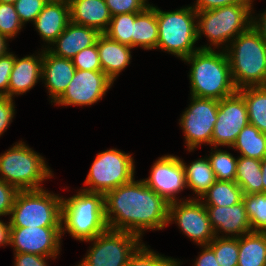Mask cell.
<instances>
[{"label": "cell", "mask_w": 266, "mask_h": 266, "mask_svg": "<svg viewBox=\"0 0 266 266\" xmlns=\"http://www.w3.org/2000/svg\"><path fill=\"white\" fill-rule=\"evenodd\" d=\"M15 55L12 52L0 57V95L8 96V85Z\"/></svg>", "instance_id": "obj_41"}, {"label": "cell", "mask_w": 266, "mask_h": 266, "mask_svg": "<svg viewBox=\"0 0 266 266\" xmlns=\"http://www.w3.org/2000/svg\"><path fill=\"white\" fill-rule=\"evenodd\" d=\"M76 68L72 60L57 57L43 49L42 80H45L51 103L55 102L66 90L74 77Z\"/></svg>", "instance_id": "obj_19"}, {"label": "cell", "mask_w": 266, "mask_h": 266, "mask_svg": "<svg viewBox=\"0 0 266 266\" xmlns=\"http://www.w3.org/2000/svg\"><path fill=\"white\" fill-rule=\"evenodd\" d=\"M140 240L135 234L107 229L85 241H93V245L78 266H126L130 257L143 244Z\"/></svg>", "instance_id": "obj_10"}, {"label": "cell", "mask_w": 266, "mask_h": 266, "mask_svg": "<svg viewBox=\"0 0 266 266\" xmlns=\"http://www.w3.org/2000/svg\"><path fill=\"white\" fill-rule=\"evenodd\" d=\"M231 148L238 150L240 156L262 160L266 157V134L248 123Z\"/></svg>", "instance_id": "obj_29"}, {"label": "cell", "mask_w": 266, "mask_h": 266, "mask_svg": "<svg viewBox=\"0 0 266 266\" xmlns=\"http://www.w3.org/2000/svg\"><path fill=\"white\" fill-rule=\"evenodd\" d=\"M102 71L114 82L132 58L131 46L121 44L100 34L96 40Z\"/></svg>", "instance_id": "obj_23"}, {"label": "cell", "mask_w": 266, "mask_h": 266, "mask_svg": "<svg viewBox=\"0 0 266 266\" xmlns=\"http://www.w3.org/2000/svg\"><path fill=\"white\" fill-rule=\"evenodd\" d=\"M205 207L215 236L230 237L231 235V238H239L252 232L243 200L232 206ZM219 232H224L226 235L219 236Z\"/></svg>", "instance_id": "obj_17"}, {"label": "cell", "mask_w": 266, "mask_h": 266, "mask_svg": "<svg viewBox=\"0 0 266 266\" xmlns=\"http://www.w3.org/2000/svg\"><path fill=\"white\" fill-rule=\"evenodd\" d=\"M248 123L247 106L238 92L218 100L217 121L214 125L211 146L232 147Z\"/></svg>", "instance_id": "obj_14"}, {"label": "cell", "mask_w": 266, "mask_h": 266, "mask_svg": "<svg viewBox=\"0 0 266 266\" xmlns=\"http://www.w3.org/2000/svg\"><path fill=\"white\" fill-rule=\"evenodd\" d=\"M173 221L200 246L208 245L215 238L207 209L196 197L169 204L168 224Z\"/></svg>", "instance_id": "obj_12"}, {"label": "cell", "mask_w": 266, "mask_h": 266, "mask_svg": "<svg viewBox=\"0 0 266 266\" xmlns=\"http://www.w3.org/2000/svg\"><path fill=\"white\" fill-rule=\"evenodd\" d=\"M131 154L109 149L98 153L85 180L88 188L81 190L105 195L134 179L135 165Z\"/></svg>", "instance_id": "obj_9"}, {"label": "cell", "mask_w": 266, "mask_h": 266, "mask_svg": "<svg viewBox=\"0 0 266 266\" xmlns=\"http://www.w3.org/2000/svg\"><path fill=\"white\" fill-rule=\"evenodd\" d=\"M19 190L0 179V216L10 215Z\"/></svg>", "instance_id": "obj_40"}, {"label": "cell", "mask_w": 266, "mask_h": 266, "mask_svg": "<svg viewBox=\"0 0 266 266\" xmlns=\"http://www.w3.org/2000/svg\"><path fill=\"white\" fill-rule=\"evenodd\" d=\"M220 266H238L239 238L217 237L208 244Z\"/></svg>", "instance_id": "obj_34"}, {"label": "cell", "mask_w": 266, "mask_h": 266, "mask_svg": "<svg viewBox=\"0 0 266 266\" xmlns=\"http://www.w3.org/2000/svg\"><path fill=\"white\" fill-rule=\"evenodd\" d=\"M181 262L148 249L143 243L130 257L126 266H180Z\"/></svg>", "instance_id": "obj_35"}, {"label": "cell", "mask_w": 266, "mask_h": 266, "mask_svg": "<svg viewBox=\"0 0 266 266\" xmlns=\"http://www.w3.org/2000/svg\"><path fill=\"white\" fill-rule=\"evenodd\" d=\"M108 229L142 237L145 230H162L168 224L169 203L143 180L133 179L104 195Z\"/></svg>", "instance_id": "obj_1"}, {"label": "cell", "mask_w": 266, "mask_h": 266, "mask_svg": "<svg viewBox=\"0 0 266 266\" xmlns=\"http://www.w3.org/2000/svg\"><path fill=\"white\" fill-rule=\"evenodd\" d=\"M113 83L103 71L76 69L74 77L66 90L54 104L61 106H90L101 100Z\"/></svg>", "instance_id": "obj_13"}, {"label": "cell", "mask_w": 266, "mask_h": 266, "mask_svg": "<svg viewBox=\"0 0 266 266\" xmlns=\"http://www.w3.org/2000/svg\"><path fill=\"white\" fill-rule=\"evenodd\" d=\"M252 3H239L197 12V41L204 34L211 42L200 49L230 44L252 25Z\"/></svg>", "instance_id": "obj_5"}, {"label": "cell", "mask_w": 266, "mask_h": 266, "mask_svg": "<svg viewBox=\"0 0 266 266\" xmlns=\"http://www.w3.org/2000/svg\"><path fill=\"white\" fill-rule=\"evenodd\" d=\"M13 98L0 95V136L9 127L15 115Z\"/></svg>", "instance_id": "obj_42"}, {"label": "cell", "mask_w": 266, "mask_h": 266, "mask_svg": "<svg viewBox=\"0 0 266 266\" xmlns=\"http://www.w3.org/2000/svg\"><path fill=\"white\" fill-rule=\"evenodd\" d=\"M243 202L252 231L266 232V193L244 194Z\"/></svg>", "instance_id": "obj_32"}, {"label": "cell", "mask_w": 266, "mask_h": 266, "mask_svg": "<svg viewBox=\"0 0 266 266\" xmlns=\"http://www.w3.org/2000/svg\"><path fill=\"white\" fill-rule=\"evenodd\" d=\"M71 60L76 69L102 71L96 43L78 52Z\"/></svg>", "instance_id": "obj_37"}, {"label": "cell", "mask_w": 266, "mask_h": 266, "mask_svg": "<svg viewBox=\"0 0 266 266\" xmlns=\"http://www.w3.org/2000/svg\"><path fill=\"white\" fill-rule=\"evenodd\" d=\"M214 148L215 150L210 152L208 159L216 180L235 181L238 157L235 158L227 151Z\"/></svg>", "instance_id": "obj_33"}, {"label": "cell", "mask_w": 266, "mask_h": 266, "mask_svg": "<svg viewBox=\"0 0 266 266\" xmlns=\"http://www.w3.org/2000/svg\"><path fill=\"white\" fill-rule=\"evenodd\" d=\"M263 193H266V157L261 160Z\"/></svg>", "instance_id": "obj_49"}, {"label": "cell", "mask_w": 266, "mask_h": 266, "mask_svg": "<svg viewBox=\"0 0 266 266\" xmlns=\"http://www.w3.org/2000/svg\"><path fill=\"white\" fill-rule=\"evenodd\" d=\"M8 39L9 38L6 37L5 35L0 34V57L9 53V51L7 49V47H8L7 44L8 43H6L8 41Z\"/></svg>", "instance_id": "obj_48"}, {"label": "cell", "mask_w": 266, "mask_h": 266, "mask_svg": "<svg viewBox=\"0 0 266 266\" xmlns=\"http://www.w3.org/2000/svg\"><path fill=\"white\" fill-rule=\"evenodd\" d=\"M111 16L140 13L150 6L147 0H105ZM148 2V3H147Z\"/></svg>", "instance_id": "obj_39"}, {"label": "cell", "mask_w": 266, "mask_h": 266, "mask_svg": "<svg viewBox=\"0 0 266 266\" xmlns=\"http://www.w3.org/2000/svg\"><path fill=\"white\" fill-rule=\"evenodd\" d=\"M14 266H48L46 260L49 258L55 259L56 257H46L31 253H14Z\"/></svg>", "instance_id": "obj_43"}, {"label": "cell", "mask_w": 266, "mask_h": 266, "mask_svg": "<svg viewBox=\"0 0 266 266\" xmlns=\"http://www.w3.org/2000/svg\"><path fill=\"white\" fill-rule=\"evenodd\" d=\"M144 183L163 197L169 204L182 201L176 195L186 187L185 171L181 158L174 155L160 157L151 167Z\"/></svg>", "instance_id": "obj_16"}, {"label": "cell", "mask_w": 266, "mask_h": 266, "mask_svg": "<svg viewBox=\"0 0 266 266\" xmlns=\"http://www.w3.org/2000/svg\"><path fill=\"white\" fill-rule=\"evenodd\" d=\"M23 26L14 4L0 3V34L12 39Z\"/></svg>", "instance_id": "obj_36"}, {"label": "cell", "mask_w": 266, "mask_h": 266, "mask_svg": "<svg viewBox=\"0 0 266 266\" xmlns=\"http://www.w3.org/2000/svg\"><path fill=\"white\" fill-rule=\"evenodd\" d=\"M191 103L179 119L189 152L202 143L211 146L212 134L217 121L218 100L191 95Z\"/></svg>", "instance_id": "obj_11"}, {"label": "cell", "mask_w": 266, "mask_h": 266, "mask_svg": "<svg viewBox=\"0 0 266 266\" xmlns=\"http://www.w3.org/2000/svg\"><path fill=\"white\" fill-rule=\"evenodd\" d=\"M46 3L45 0H17L14 6L24 25L27 22H34Z\"/></svg>", "instance_id": "obj_38"}, {"label": "cell", "mask_w": 266, "mask_h": 266, "mask_svg": "<svg viewBox=\"0 0 266 266\" xmlns=\"http://www.w3.org/2000/svg\"><path fill=\"white\" fill-rule=\"evenodd\" d=\"M61 224V236L68 231L79 241L93 239L106 231L104 195L80 190L68 199L62 198Z\"/></svg>", "instance_id": "obj_4"}, {"label": "cell", "mask_w": 266, "mask_h": 266, "mask_svg": "<svg viewBox=\"0 0 266 266\" xmlns=\"http://www.w3.org/2000/svg\"><path fill=\"white\" fill-rule=\"evenodd\" d=\"M252 2L253 0H196L195 4L192 7L198 12V11H207L233 4L252 3Z\"/></svg>", "instance_id": "obj_44"}, {"label": "cell", "mask_w": 266, "mask_h": 266, "mask_svg": "<svg viewBox=\"0 0 266 266\" xmlns=\"http://www.w3.org/2000/svg\"><path fill=\"white\" fill-rule=\"evenodd\" d=\"M62 198L45 189L19 191L10 213V227H61Z\"/></svg>", "instance_id": "obj_8"}, {"label": "cell", "mask_w": 266, "mask_h": 266, "mask_svg": "<svg viewBox=\"0 0 266 266\" xmlns=\"http://www.w3.org/2000/svg\"><path fill=\"white\" fill-rule=\"evenodd\" d=\"M0 245H10V224L0 220Z\"/></svg>", "instance_id": "obj_47"}, {"label": "cell", "mask_w": 266, "mask_h": 266, "mask_svg": "<svg viewBox=\"0 0 266 266\" xmlns=\"http://www.w3.org/2000/svg\"><path fill=\"white\" fill-rule=\"evenodd\" d=\"M139 13H125L112 16L107 30L103 33L108 38L132 47L134 21Z\"/></svg>", "instance_id": "obj_31"}, {"label": "cell", "mask_w": 266, "mask_h": 266, "mask_svg": "<svg viewBox=\"0 0 266 266\" xmlns=\"http://www.w3.org/2000/svg\"><path fill=\"white\" fill-rule=\"evenodd\" d=\"M70 21L96 29L103 34L111 21V14L105 0H71Z\"/></svg>", "instance_id": "obj_22"}, {"label": "cell", "mask_w": 266, "mask_h": 266, "mask_svg": "<svg viewBox=\"0 0 266 266\" xmlns=\"http://www.w3.org/2000/svg\"><path fill=\"white\" fill-rule=\"evenodd\" d=\"M158 44V22L156 6L150 5L140 12L134 21L132 48L141 47L145 50L156 49Z\"/></svg>", "instance_id": "obj_24"}, {"label": "cell", "mask_w": 266, "mask_h": 266, "mask_svg": "<svg viewBox=\"0 0 266 266\" xmlns=\"http://www.w3.org/2000/svg\"><path fill=\"white\" fill-rule=\"evenodd\" d=\"M51 177L43 156L22 141L0 155V179L19 191L43 189L41 182Z\"/></svg>", "instance_id": "obj_7"}, {"label": "cell", "mask_w": 266, "mask_h": 266, "mask_svg": "<svg viewBox=\"0 0 266 266\" xmlns=\"http://www.w3.org/2000/svg\"><path fill=\"white\" fill-rule=\"evenodd\" d=\"M235 182L243 194L263 193L261 160L238 157Z\"/></svg>", "instance_id": "obj_28"}, {"label": "cell", "mask_w": 266, "mask_h": 266, "mask_svg": "<svg viewBox=\"0 0 266 266\" xmlns=\"http://www.w3.org/2000/svg\"><path fill=\"white\" fill-rule=\"evenodd\" d=\"M17 0H0V3H10L14 4Z\"/></svg>", "instance_id": "obj_50"}, {"label": "cell", "mask_w": 266, "mask_h": 266, "mask_svg": "<svg viewBox=\"0 0 266 266\" xmlns=\"http://www.w3.org/2000/svg\"><path fill=\"white\" fill-rule=\"evenodd\" d=\"M181 161L185 171L186 187L192 189L195 195H198L197 199H200L216 181L210 161L208 157L199 158L190 165Z\"/></svg>", "instance_id": "obj_26"}, {"label": "cell", "mask_w": 266, "mask_h": 266, "mask_svg": "<svg viewBox=\"0 0 266 266\" xmlns=\"http://www.w3.org/2000/svg\"><path fill=\"white\" fill-rule=\"evenodd\" d=\"M203 249L193 266H220L216 261L214 251L208 245H201Z\"/></svg>", "instance_id": "obj_45"}, {"label": "cell", "mask_w": 266, "mask_h": 266, "mask_svg": "<svg viewBox=\"0 0 266 266\" xmlns=\"http://www.w3.org/2000/svg\"><path fill=\"white\" fill-rule=\"evenodd\" d=\"M257 17L260 18L258 19ZM257 17H252V26L259 32L261 38L266 42V10Z\"/></svg>", "instance_id": "obj_46"}, {"label": "cell", "mask_w": 266, "mask_h": 266, "mask_svg": "<svg viewBox=\"0 0 266 266\" xmlns=\"http://www.w3.org/2000/svg\"><path fill=\"white\" fill-rule=\"evenodd\" d=\"M238 266H266V232L252 231L239 237Z\"/></svg>", "instance_id": "obj_25"}, {"label": "cell", "mask_w": 266, "mask_h": 266, "mask_svg": "<svg viewBox=\"0 0 266 266\" xmlns=\"http://www.w3.org/2000/svg\"><path fill=\"white\" fill-rule=\"evenodd\" d=\"M40 54L28 55L22 58L15 56L10 74L8 97L22 95L32 89L42 77L43 49Z\"/></svg>", "instance_id": "obj_20"}, {"label": "cell", "mask_w": 266, "mask_h": 266, "mask_svg": "<svg viewBox=\"0 0 266 266\" xmlns=\"http://www.w3.org/2000/svg\"><path fill=\"white\" fill-rule=\"evenodd\" d=\"M158 22V44L161 49L174 56L185 59L200 48L197 42V11L192 6L176 11H162L156 7Z\"/></svg>", "instance_id": "obj_6"}, {"label": "cell", "mask_w": 266, "mask_h": 266, "mask_svg": "<svg viewBox=\"0 0 266 266\" xmlns=\"http://www.w3.org/2000/svg\"><path fill=\"white\" fill-rule=\"evenodd\" d=\"M61 227H10L14 253L57 257L61 249Z\"/></svg>", "instance_id": "obj_15"}, {"label": "cell", "mask_w": 266, "mask_h": 266, "mask_svg": "<svg viewBox=\"0 0 266 266\" xmlns=\"http://www.w3.org/2000/svg\"><path fill=\"white\" fill-rule=\"evenodd\" d=\"M183 61L191 64L190 94L221 100L237 92L225 49H199Z\"/></svg>", "instance_id": "obj_2"}, {"label": "cell", "mask_w": 266, "mask_h": 266, "mask_svg": "<svg viewBox=\"0 0 266 266\" xmlns=\"http://www.w3.org/2000/svg\"><path fill=\"white\" fill-rule=\"evenodd\" d=\"M47 2H57V1H61V0H45Z\"/></svg>", "instance_id": "obj_51"}, {"label": "cell", "mask_w": 266, "mask_h": 266, "mask_svg": "<svg viewBox=\"0 0 266 266\" xmlns=\"http://www.w3.org/2000/svg\"><path fill=\"white\" fill-rule=\"evenodd\" d=\"M243 195L235 181L216 180L199 200H202L204 206H232L241 202Z\"/></svg>", "instance_id": "obj_30"}, {"label": "cell", "mask_w": 266, "mask_h": 266, "mask_svg": "<svg viewBox=\"0 0 266 266\" xmlns=\"http://www.w3.org/2000/svg\"><path fill=\"white\" fill-rule=\"evenodd\" d=\"M225 46L237 89L266 86V42L252 25Z\"/></svg>", "instance_id": "obj_3"}, {"label": "cell", "mask_w": 266, "mask_h": 266, "mask_svg": "<svg viewBox=\"0 0 266 266\" xmlns=\"http://www.w3.org/2000/svg\"><path fill=\"white\" fill-rule=\"evenodd\" d=\"M70 22L69 2H47L33 22L42 40L52 44Z\"/></svg>", "instance_id": "obj_21"}, {"label": "cell", "mask_w": 266, "mask_h": 266, "mask_svg": "<svg viewBox=\"0 0 266 266\" xmlns=\"http://www.w3.org/2000/svg\"><path fill=\"white\" fill-rule=\"evenodd\" d=\"M247 106L248 121L266 134V86H250L238 89Z\"/></svg>", "instance_id": "obj_27"}, {"label": "cell", "mask_w": 266, "mask_h": 266, "mask_svg": "<svg viewBox=\"0 0 266 266\" xmlns=\"http://www.w3.org/2000/svg\"><path fill=\"white\" fill-rule=\"evenodd\" d=\"M99 35L100 33L94 28L70 21L65 30L51 44L55 45L54 48L45 46V49L57 57L71 60L78 52L94 45Z\"/></svg>", "instance_id": "obj_18"}]
</instances>
